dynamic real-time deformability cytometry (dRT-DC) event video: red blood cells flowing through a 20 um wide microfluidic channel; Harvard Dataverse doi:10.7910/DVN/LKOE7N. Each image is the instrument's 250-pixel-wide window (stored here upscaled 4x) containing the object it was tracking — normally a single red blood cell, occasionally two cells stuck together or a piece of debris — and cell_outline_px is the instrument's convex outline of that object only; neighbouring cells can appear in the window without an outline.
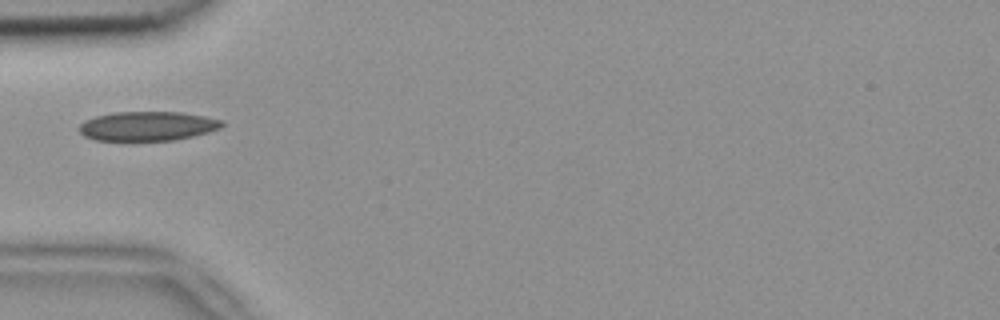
{"species": "common noctule bat (a hibernating species)", "species_latin": "Nyctalus noctula", "temperature_condition": "room temperature", "stored_images_in_passage": 1, "camera_frame_rate_fps": 3000, "um_per_image_px": 0.085, "animal": {"sex": "female", "body_mass_g": 18.4}, "frame": {"image": 1, "passage_image": 1, "time_ms": 0.0, "image_size_px": [1000, 320], "cell_outline_px": [[224, 124], [220, 128], [208, 132], [176, 140], [128, 144], [96, 140], [84, 136], [80, 132], [80, 124], [84, 120], [96, 116], [112, 112], [180, 112], [204, 116], [224, 120]], "centroid_in_image_um": [12.49, 10.77], "position_along_channel_um": 72.5, "area_um2": 25.49}}